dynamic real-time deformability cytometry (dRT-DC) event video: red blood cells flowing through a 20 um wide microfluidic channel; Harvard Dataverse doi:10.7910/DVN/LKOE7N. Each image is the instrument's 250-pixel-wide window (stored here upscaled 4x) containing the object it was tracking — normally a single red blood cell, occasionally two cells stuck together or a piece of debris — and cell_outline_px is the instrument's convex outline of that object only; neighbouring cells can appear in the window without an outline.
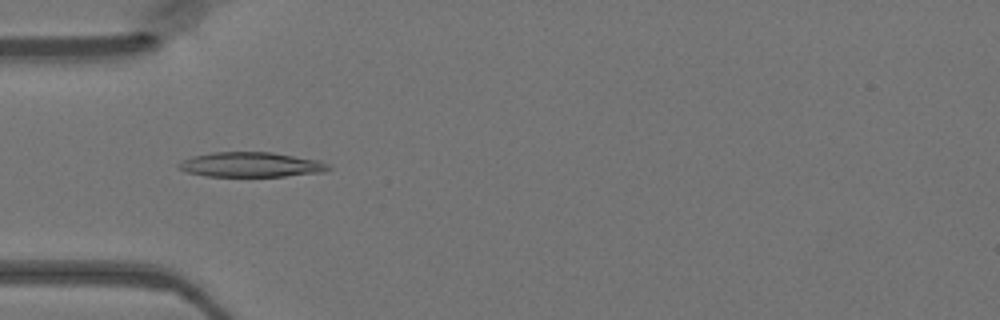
{"species": "Egyptian fruit bat (a non-hibernating species)", "species_latin": "Rousettus aegyptiacus", "temperature_condition": "warm", "stored_images_in_passage": 48, "camera_frame_rate_fps": 3000, "um_per_image_px": 0.085, "animal": {"sex": "female"}, "frame": {"image": 1, "passage_image": 15, "time_ms": 4.667, "image_size_px": [1000, 320], "cell_outline_px": [[332, 168], [324, 172], [284, 176], [204, 176], [184, 172], [176, 168], [176, 164], [192, 156], [212, 152], [272, 152], [320, 160], [328, 164]], "centroid_in_image_um": [21.31, 13.99], "position_along_channel_um": 63.7, "area_um2": 21.91}}
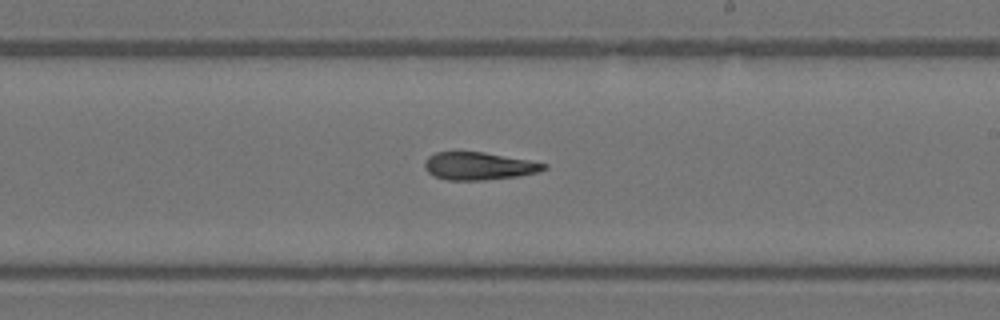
{"frame": {"image": 2, "passage_image": 28, "time_ms": 9.0, "image_size_px": [1000, 320], "cell_outline_px": [[548, 168], [540, 172], [516, 176], [484, 180], [448, 180], [432, 176], [424, 168], [424, 160], [428, 156], [436, 152], [484, 152], [528, 160], [548, 164]], "centroid_in_image_um": [40.68, 14.11], "position_along_channel_um": 248.3, "area_um2": 19.31}}
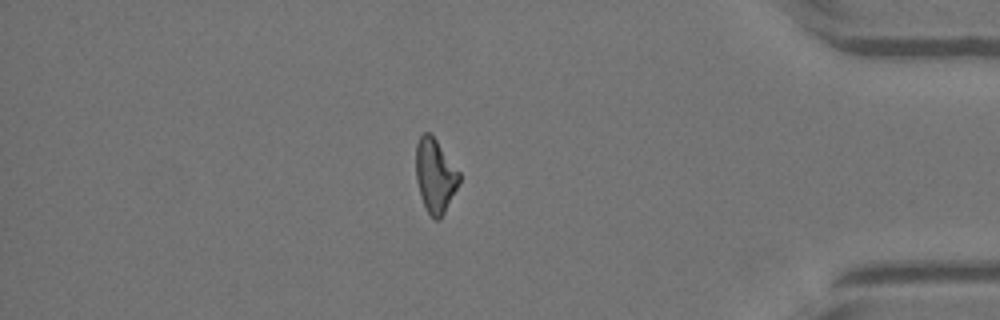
{"frame": {"image": 3, "passage_image": 41, "time_ms": 13.333, "image_size_px": [1000, 320], "cell_outline_px": [[460, 180], [440, 220], [436, 220], [428, 212], [424, 204], [416, 180], [416, 144], [420, 136], [424, 132], [428, 132], [436, 140], [460, 172]], "centroid_in_image_um": [36.98, 14.91], "position_along_channel_um": 398.2, "area_um2": 18.21}}